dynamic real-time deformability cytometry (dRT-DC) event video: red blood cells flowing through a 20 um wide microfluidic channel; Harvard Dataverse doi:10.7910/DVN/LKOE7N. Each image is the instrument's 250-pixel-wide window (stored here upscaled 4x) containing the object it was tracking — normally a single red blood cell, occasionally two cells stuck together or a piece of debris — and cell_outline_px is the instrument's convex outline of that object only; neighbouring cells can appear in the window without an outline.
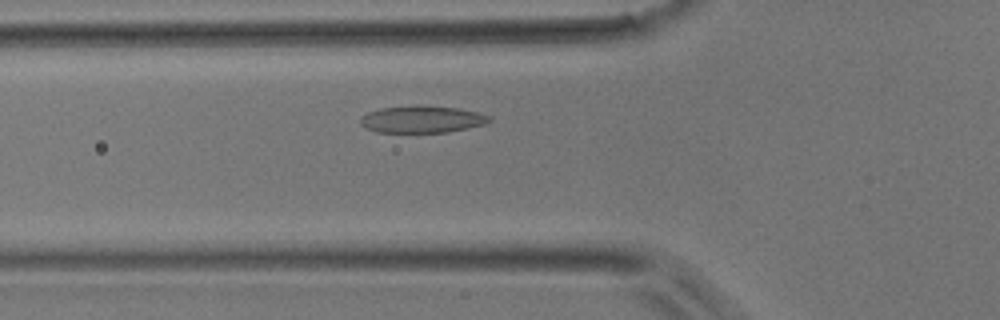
{"species": "common noctule bat (a hibernating species)", "species_latin": "Nyctalus noctula", "temperature_condition": "room temperature", "stored_images_in_passage": 40, "camera_frame_rate_fps": 3000, "um_per_image_px": 0.085, "animal": {"sex": "male", "body_mass_g": 17.9}, "frame": {"image": 1, "passage_image": 9, "time_ms": 2.667, "image_size_px": [1000, 320], "cell_outline_px": [[492, 120], [484, 124], [468, 128], [448, 132], [376, 132], [364, 128], [360, 124], [360, 116], [368, 112], [380, 108], [456, 108], [476, 112], [488, 116]], "centroid_in_image_um": [35.82, 10.19], "position_along_channel_um": 90.0, "area_um2": 19.36}}
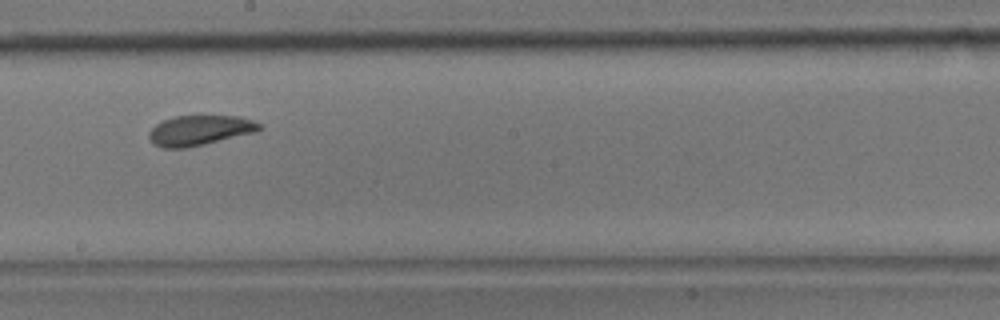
{"frame": {"image": 2, "passage_image": 19, "time_ms": 6.0, "image_size_px": [1000, 320], "cell_outline_px": [[260, 128], [256, 132], [188, 148], [164, 148], [152, 144], [148, 136], [148, 132], [156, 124], [164, 120], [176, 116], [240, 116], [252, 120], [260, 124]], "centroid_in_image_um": [16.94, 11.09], "position_along_channel_um": 231.3, "area_um2": 19.31}}
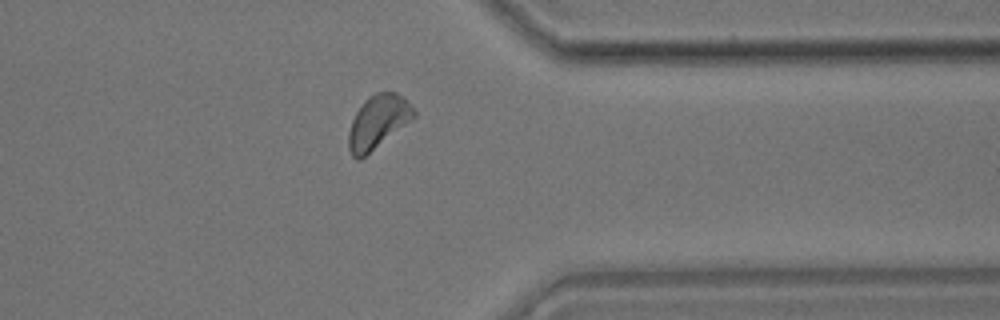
{"frame": {"image": 3, "passage_image": 30, "time_ms": 9.667, "image_size_px": [1000, 320], "cell_outline_px": [[416, 116], [360, 160], [356, 160], [352, 156], [348, 148], [348, 132], [352, 120], [356, 112], [364, 100], [376, 92], [396, 92], [416, 112]], "centroid_in_image_um": [32.07, 10.38], "position_along_channel_um": 379.3, "area_um2": 19.94}}